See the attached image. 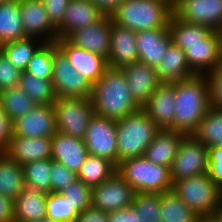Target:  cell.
I'll list each match as a JSON object with an SVG mask.
<instances>
[{"label":"cell","mask_w":222,"mask_h":222,"mask_svg":"<svg viewBox=\"0 0 222 222\" xmlns=\"http://www.w3.org/2000/svg\"><path fill=\"white\" fill-rule=\"evenodd\" d=\"M206 77L209 81L210 105L222 108V64Z\"/></svg>","instance_id":"f6af8a7d"},{"label":"cell","mask_w":222,"mask_h":222,"mask_svg":"<svg viewBox=\"0 0 222 222\" xmlns=\"http://www.w3.org/2000/svg\"><path fill=\"white\" fill-rule=\"evenodd\" d=\"M134 195L133 188L116 172L92 188V207L111 213L131 206Z\"/></svg>","instance_id":"8fae6325"},{"label":"cell","mask_w":222,"mask_h":222,"mask_svg":"<svg viewBox=\"0 0 222 222\" xmlns=\"http://www.w3.org/2000/svg\"><path fill=\"white\" fill-rule=\"evenodd\" d=\"M56 43L58 48L69 59L72 67L91 84L97 82L108 68L106 58L99 54L76 47L66 38H58Z\"/></svg>","instance_id":"e0dca14e"},{"label":"cell","mask_w":222,"mask_h":222,"mask_svg":"<svg viewBox=\"0 0 222 222\" xmlns=\"http://www.w3.org/2000/svg\"><path fill=\"white\" fill-rule=\"evenodd\" d=\"M165 2L170 8L174 9L180 2V0H161Z\"/></svg>","instance_id":"db71d44e"},{"label":"cell","mask_w":222,"mask_h":222,"mask_svg":"<svg viewBox=\"0 0 222 222\" xmlns=\"http://www.w3.org/2000/svg\"><path fill=\"white\" fill-rule=\"evenodd\" d=\"M21 72L0 51V91L19 87Z\"/></svg>","instance_id":"7bdbcfd3"},{"label":"cell","mask_w":222,"mask_h":222,"mask_svg":"<svg viewBox=\"0 0 222 222\" xmlns=\"http://www.w3.org/2000/svg\"><path fill=\"white\" fill-rule=\"evenodd\" d=\"M193 135L207 148L222 147V108L211 106Z\"/></svg>","instance_id":"836d02e7"},{"label":"cell","mask_w":222,"mask_h":222,"mask_svg":"<svg viewBox=\"0 0 222 222\" xmlns=\"http://www.w3.org/2000/svg\"><path fill=\"white\" fill-rule=\"evenodd\" d=\"M103 14L89 0H70L62 22L56 27L59 38L98 22Z\"/></svg>","instance_id":"7402d4cb"},{"label":"cell","mask_w":222,"mask_h":222,"mask_svg":"<svg viewBox=\"0 0 222 222\" xmlns=\"http://www.w3.org/2000/svg\"><path fill=\"white\" fill-rule=\"evenodd\" d=\"M19 88L38 105H53L57 98L51 80L36 78L25 71L21 72Z\"/></svg>","instance_id":"e575fe53"},{"label":"cell","mask_w":222,"mask_h":222,"mask_svg":"<svg viewBox=\"0 0 222 222\" xmlns=\"http://www.w3.org/2000/svg\"><path fill=\"white\" fill-rule=\"evenodd\" d=\"M50 175L52 193L62 192L67 186L78 179L76 172L69 170L63 164L52 159Z\"/></svg>","instance_id":"b9f144b4"},{"label":"cell","mask_w":222,"mask_h":222,"mask_svg":"<svg viewBox=\"0 0 222 222\" xmlns=\"http://www.w3.org/2000/svg\"><path fill=\"white\" fill-rule=\"evenodd\" d=\"M89 155L105 158L118 166L116 120L94 114L84 138Z\"/></svg>","instance_id":"9c48e42d"},{"label":"cell","mask_w":222,"mask_h":222,"mask_svg":"<svg viewBox=\"0 0 222 222\" xmlns=\"http://www.w3.org/2000/svg\"><path fill=\"white\" fill-rule=\"evenodd\" d=\"M25 185L23 165L0 153V195L14 201Z\"/></svg>","instance_id":"f546056e"},{"label":"cell","mask_w":222,"mask_h":222,"mask_svg":"<svg viewBox=\"0 0 222 222\" xmlns=\"http://www.w3.org/2000/svg\"><path fill=\"white\" fill-rule=\"evenodd\" d=\"M137 62H139V55L136 45V32L112 21L110 53L107 59L108 67L122 68Z\"/></svg>","instance_id":"ffe728a7"},{"label":"cell","mask_w":222,"mask_h":222,"mask_svg":"<svg viewBox=\"0 0 222 222\" xmlns=\"http://www.w3.org/2000/svg\"><path fill=\"white\" fill-rule=\"evenodd\" d=\"M174 130L193 135L210 105L209 81L206 75H195L175 82Z\"/></svg>","instance_id":"7a4b0ae2"},{"label":"cell","mask_w":222,"mask_h":222,"mask_svg":"<svg viewBox=\"0 0 222 222\" xmlns=\"http://www.w3.org/2000/svg\"><path fill=\"white\" fill-rule=\"evenodd\" d=\"M37 222H62V221H54V220H49V219H43Z\"/></svg>","instance_id":"11a10c76"},{"label":"cell","mask_w":222,"mask_h":222,"mask_svg":"<svg viewBox=\"0 0 222 222\" xmlns=\"http://www.w3.org/2000/svg\"><path fill=\"white\" fill-rule=\"evenodd\" d=\"M47 193L25 185L14 200V222H37L46 219Z\"/></svg>","instance_id":"d4e9b609"},{"label":"cell","mask_w":222,"mask_h":222,"mask_svg":"<svg viewBox=\"0 0 222 222\" xmlns=\"http://www.w3.org/2000/svg\"><path fill=\"white\" fill-rule=\"evenodd\" d=\"M60 194L68 199L78 213L92 206V188L80 179L67 186Z\"/></svg>","instance_id":"60d3db41"},{"label":"cell","mask_w":222,"mask_h":222,"mask_svg":"<svg viewBox=\"0 0 222 222\" xmlns=\"http://www.w3.org/2000/svg\"><path fill=\"white\" fill-rule=\"evenodd\" d=\"M76 222H108V213L91 206L79 213Z\"/></svg>","instance_id":"681fc988"},{"label":"cell","mask_w":222,"mask_h":222,"mask_svg":"<svg viewBox=\"0 0 222 222\" xmlns=\"http://www.w3.org/2000/svg\"><path fill=\"white\" fill-rule=\"evenodd\" d=\"M209 170L211 180L222 190V147L208 148Z\"/></svg>","instance_id":"ee69618b"},{"label":"cell","mask_w":222,"mask_h":222,"mask_svg":"<svg viewBox=\"0 0 222 222\" xmlns=\"http://www.w3.org/2000/svg\"><path fill=\"white\" fill-rule=\"evenodd\" d=\"M160 216L162 222H197L198 219L173 190L160 193Z\"/></svg>","instance_id":"d6a6232c"},{"label":"cell","mask_w":222,"mask_h":222,"mask_svg":"<svg viewBox=\"0 0 222 222\" xmlns=\"http://www.w3.org/2000/svg\"><path fill=\"white\" fill-rule=\"evenodd\" d=\"M220 216H221V218H222V206H221V208L218 210V212H217Z\"/></svg>","instance_id":"9f6ffc18"},{"label":"cell","mask_w":222,"mask_h":222,"mask_svg":"<svg viewBox=\"0 0 222 222\" xmlns=\"http://www.w3.org/2000/svg\"><path fill=\"white\" fill-rule=\"evenodd\" d=\"M132 207L138 212L139 222H162L160 193H135Z\"/></svg>","instance_id":"f35d334b"},{"label":"cell","mask_w":222,"mask_h":222,"mask_svg":"<svg viewBox=\"0 0 222 222\" xmlns=\"http://www.w3.org/2000/svg\"><path fill=\"white\" fill-rule=\"evenodd\" d=\"M108 222H139L138 212L131 206L108 213Z\"/></svg>","instance_id":"c3c4849f"},{"label":"cell","mask_w":222,"mask_h":222,"mask_svg":"<svg viewBox=\"0 0 222 222\" xmlns=\"http://www.w3.org/2000/svg\"><path fill=\"white\" fill-rule=\"evenodd\" d=\"M22 25L26 36L43 42H54L59 37L57 28L46 12L43 0H19Z\"/></svg>","instance_id":"5bb4252c"},{"label":"cell","mask_w":222,"mask_h":222,"mask_svg":"<svg viewBox=\"0 0 222 222\" xmlns=\"http://www.w3.org/2000/svg\"><path fill=\"white\" fill-rule=\"evenodd\" d=\"M25 182L27 185L35 189L50 194L51 181V159L38 160L23 165Z\"/></svg>","instance_id":"74e56055"},{"label":"cell","mask_w":222,"mask_h":222,"mask_svg":"<svg viewBox=\"0 0 222 222\" xmlns=\"http://www.w3.org/2000/svg\"><path fill=\"white\" fill-rule=\"evenodd\" d=\"M0 222H14V201L0 195Z\"/></svg>","instance_id":"816d5d0a"},{"label":"cell","mask_w":222,"mask_h":222,"mask_svg":"<svg viewBox=\"0 0 222 222\" xmlns=\"http://www.w3.org/2000/svg\"><path fill=\"white\" fill-rule=\"evenodd\" d=\"M197 222H222V218L218 213L211 215L199 216Z\"/></svg>","instance_id":"f5cc1de1"},{"label":"cell","mask_w":222,"mask_h":222,"mask_svg":"<svg viewBox=\"0 0 222 222\" xmlns=\"http://www.w3.org/2000/svg\"><path fill=\"white\" fill-rule=\"evenodd\" d=\"M116 172L117 167L109 160L88 155L77 173V178L88 187L93 188L109 179Z\"/></svg>","instance_id":"1f68e13d"},{"label":"cell","mask_w":222,"mask_h":222,"mask_svg":"<svg viewBox=\"0 0 222 222\" xmlns=\"http://www.w3.org/2000/svg\"><path fill=\"white\" fill-rule=\"evenodd\" d=\"M58 49L56 41L44 42L34 53L25 72L39 79L52 80L53 58Z\"/></svg>","instance_id":"8d00e7d4"},{"label":"cell","mask_w":222,"mask_h":222,"mask_svg":"<svg viewBox=\"0 0 222 222\" xmlns=\"http://www.w3.org/2000/svg\"><path fill=\"white\" fill-rule=\"evenodd\" d=\"M172 190L198 217L215 214L222 206V190L208 173L179 179Z\"/></svg>","instance_id":"8992f818"},{"label":"cell","mask_w":222,"mask_h":222,"mask_svg":"<svg viewBox=\"0 0 222 222\" xmlns=\"http://www.w3.org/2000/svg\"><path fill=\"white\" fill-rule=\"evenodd\" d=\"M51 159L76 173L89 155L84 140L56 132L51 139Z\"/></svg>","instance_id":"cb8c5ba5"},{"label":"cell","mask_w":222,"mask_h":222,"mask_svg":"<svg viewBox=\"0 0 222 222\" xmlns=\"http://www.w3.org/2000/svg\"><path fill=\"white\" fill-rule=\"evenodd\" d=\"M44 42L35 37L7 42L0 46V51L20 71H25L34 53Z\"/></svg>","instance_id":"4dcf8cb0"},{"label":"cell","mask_w":222,"mask_h":222,"mask_svg":"<svg viewBox=\"0 0 222 222\" xmlns=\"http://www.w3.org/2000/svg\"><path fill=\"white\" fill-rule=\"evenodd\" d=\"M79 213L60 193L47 194L46 219L62 222H76Z\"/></svg>","instance_id":"ab89813d"},{"label":"cell","mask_w":222,"mask_h":222,"mask_svg":"<svg viewBox=\"0 0 222 222\" xmlns=\"http://www.w3.org/2000/svg\"><path fill=\"white\" fill-rule=\"evenodd\" d=\"M168 29L172 42L183 51L187 45L207 44V37L214 31L206 26L187 23L174 13L169 18Z\"/></svg>","instance_id":"83f0119b"},{"label":"cell","mask_w":222,"mask_h":222,"mask_svg":"<svg viewBox=\"0 0 222 222\" xmlns=\"http://www.w3.org/2000/svg\"><path fill=\"white\" fill-rule=\"evenodd\" d=\"M56 132L53 105H37L13 122V136L28 138L52 137Z\"/></svg>","instance_id":"2e32d148"},{"label":"cell","mask_w":222,"mask_h":222,"mask_svg":"<svg viewBox=\"0 0 222 222\" xmlns=\"http://www.w3.org/2000/svg\"><path fill=\"white\" fill-rule=\"evenodd\" d=\"M90 98L96 115L116 121L141 109L132 98L120 68L108 67L92 84Z\"/></svg>","instance_id":"6da1fadb"},{"label":"cell","mask_w":222,"mask_h":222,"mask_svg":"<svg viewBox=\"0 0 222 222\" xmlns=\"http://www.w3.org/2000/svg\"><path fill=\"white\" fill-rule=\"evenodd\" d=\"M13 137V122L6 115L0 104V153H4Z\"/></svg>","instance_id":"7dc6e473"},{"label":"cell","mask_w":222,"mask_h":222,"mask_svg":"<svg viewBox=\"0 0 222 222\" xmlns=\"http://www.w3.org/2000/svg\"><path fill=\"white\" fill-rule=\"evenodd\" d=\"M171 42L172 39L168 28L136 32L139 62L156 67L162 61Z\"/></svg>","instance_id":"44dd1931"},{"label":"cell","mask_w":222,"mask_h":222,"mask_svg":"<svg viewBox=\"0 0 222 222\" xmlns=\"http://www.w3.org/2000/svg\"><path fill=\"white\" fill-rule=\"evenodd\" d=\"M175 83H160L142 109L159 129L174 130Z\"/></svg>","instance_id":"ac0fdd59"},{"label":"cell","mask_w":222,"mask_h":222,"mask_svg":"<svg viewBox=\"0 0 222 222\" xmlns=\"http://www.w3.org/2000/svg\"><path fill=\"white\" fill-rule=\"evenodd\" d=\"M188 66L196 75H206L222 64V32L214 30L207 44L187 45L184 50Z\"/></svg>","instance_id":"4fadbf2b"},{"label":"cell","mask_w":222,"mask_h":222,"mask_svg":"<svg viewBox=\"0 0 222 222\" xmlns=\"http://www.w3.org/2000/svg\"><path fill=\"white\" fill-rule=\"evenodd\" d=\"M155 71L161 83H175L196 75L187 64L185 52L173 42L169 44Z\"/></svg>","instance_id":"4316f807"},{"label":"cell","mask_w":222,"mask_h":222,"mask_svg":"<svg viewBox=\"0 0 222 222\" xmlns=\"http://www.w3.org/2000/svg\"><path fill=\"white\" fill-rule=\"evenodd\" d=\"M120 69L125 75L132 98L142 108L161 83L155 67L137 62Z\"/></svg>","instance_id":"d6986e66"},{"label":"cell","mask_w":222,"mask_h":222,"mask_svg":"<svg viewBox=\"0 0 222 222\" xmlns=\"http://www.w3.org/2000/svg\"><path fill=\"white\" fill-rule=\"evenodd\" d=\"M6 1H9V0H0V4H1L2 2H6Z\"/></svg>","instance_id":"6f0895ef"},{"label":"cell","mask_w":222,"mask_h":222,"mask_svg":"<svg viewBox=\"0 0 222 222\" xmlns=\"http://www.w3.org/2000/svg\"><path fill=\"white\" fill-rule=\"evenodd\" d=\"M0 104L12 122L38 105L19 87L0 91Z\"/></svg>","instance_id":"d590c367"},{"label":"cell","mask_w":222,"mask_h":222,"mask_svg":"<svg viewBox=\"0 0 222 222\" xmlns=\"http://www.w3.org/2000/svg\"><path fill=\"white\" fill-rule=\"evenodd\" d=\"M173 9L161 0H126L111 15L114 23L135 32L168 28Z\"/></svg>","instance_id":"277c9868"},{"label":"cell","mask_w":222,"mask_h":222,"mask_svg":"<svg viewBox=\"0 0 222 222\" xmlns=\"http://www.w3.org/2000/svg\"><path fill=\"white\" fill-rule=\"evenodd\" d=\"M184 136L185 134L175 130L159 129L146 148L144 157L154 164L170 168Z\"/></svg>","instance_id":"484cf974"},{"label":"cell","mask_w":222,"mask_h":222,"mask_svg":"<svg viewBox=\"0 0 222 222\" xmlns=\"http://www.w3.org/2000/svg\"><path fill=\"white\" fill-rule=\"evenodd\" d=\"M26 37L19 0L2 2L0 4V46Z\"/></svg>","instance_id":"f1b7e54d"},{"label":"cell","mask_w":222,"mask_h":222,"mask_svg":"<svg viewBox=\"0 0 222 222\" xmlns=\"http://www.w3.org/2000/svg\"><path fill=\"white\" fill-rule=\"evenodd\" d=\"M53 106L56 131L84 140L88 123L95 114L91 98L57 97Z\"/></svg>","instance_id":"52a82bcc"},{"label":"cell","mask_w":222,"mask_h":222,"mask_svg":"<svg viewBox=\"0 0 222 222\" xmlns=\"http://www.w3.org/2000/svg\"><path fill=\"white\" fill-rule=\"evenodd\" d=\"M51 81L56 97L91 96L92 84L72 67L69 59L60 49L54 53Z\"/></svg>","instance_id":"30bf717a"},{"label":"cell","mask_w":222,"mask_h":222,"mask_svg":"<svg viewBox=\"0 0 222 222\" xmlns=\"http://www.w3.org/2000/svg\"><path fill=\"white\" fill-rule=\"evenodd\" d=\"M117 173L135 193H163L172 190L170 169L154 164L144 156L122 161L117 166Z\"/></svg>","instance_id":"5b68a950"},{"label":"cell","mask_w":222,"mask_h":222,"mask_svg":"<svg viewBox=\"0 0 222 222\" xmlns=\"http://www.w3.org/2000/svg\"><path fill=\"white\" fill-rule=\"evenodd\" d=\"M173 13L187 23L222 31V0H180Z\"/></svg>","instance_id":"7c38bea8"},{"label":"cell","mask_w":222,"mask_h":222,"mask_svg":"<svg viewBox=\"0 0 222 222\" xmlns=\"http://www.w3.org/2000/svg\"><path fill=\"white\" fill-rule=\"evenodd\" d=\"M51 139L52 137L28 138L13 136L10 145L4 153L21 165L38 160L51 159Z\"/></svg>","instance_id":"603a6c76"},{"label":"cell","mask_w":222,"mask_h":222,"mask_svg":"<svg viewBox=\"0 0 222 222\" xmlns=\"http://www.w3.org/2000/svg\"><path fill=\"white\" fill-rule=\"evenodd\" d=\"M111 16H103L98 22L78 29L66 39L74 46L108 59L111 43Z\"/></svg>","instance_id":"9a60e30c"},{"label":"cell","mask_w":222,"mask_h":222,"mask_svg":"<svg viewBox=\"0 0 222 222\" xmlns=\"http://www.w3.org/2000/svg\"><path fill=\"white\" fill-rule=\"evenodd\" d=\"M103 16H111L126 0H89Z\"/></svg>","instance_id":"f907efd6"},{"label":"cell","mask_w":222,"mask_h":222,"mask_svg":"<svg viewBox=\"0 0 222 222\" xmlns=\"http://www.w3.org/2000/svg\"><path fill=\"white\" fill-rule=\"evenodd\" d=\"M118 164L130 158L144 156L159 128L141 108L117 120Z\"/></svg>","instance_id":"3957f363"},{"label":"cell","mask_w":222,"mask_h":222,"mask_svg":"<svg viewBox=\"0 0 222 222\" xmlns=\"http://www.w3.org/2000/svg\"><path fill=\"white\" fill-rule=\"evenodd\" d=\"M69 1L70 0H43L49 19L55 27L62 22Z\"/></svg>","instance_id":"bcb514c9"},{"label":"cell","mask_w":222,"mask_h":222,"mask_svg":"<svg viewBox=\"0 0 222 222\" xmlns=\"http://www.w3.org/2000/svg\"><path fill=\"white\" fill-rule=\"evenodd\" d=\"M172 182L208 173V148L194 135H185L170 166Z\"/></svg>","instance_id":"ba28073f"}]
</instances>
